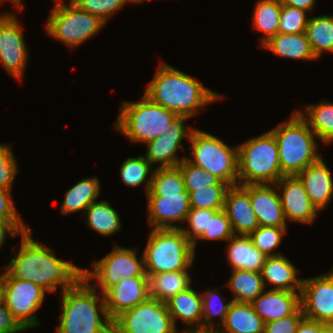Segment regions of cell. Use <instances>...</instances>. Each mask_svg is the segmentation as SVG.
Wrapping results in <instances>:
<instances>
[{
  "label": "cell",
  "mask_w": 333,
  "mask_h": 333,
  "mask_svg": "<svg viewBox=\"0 0 333 333\" xmlns=\"http://www.w3.org/2000/svg\"><path fill=\"white\" fill-rule=\"evenodd\" d=\"M31 231L21 234L20 251L5 268L14 278L30 281L46 292H54L60 285L62 293L82 276L83 268L60 260L51 248L34 241Z\"/></svg>",
  "instance_id": "obj_1"
},
{
  "label": "cell",
  "mask_w": 333,
  "mask_h": 333,
  "mask_svg": "<svg viewBox=\"0 0 333 333\" xmlns=\"http://www.w3.org/2000/svg\"><path fill=\"white\" fill-rule=\"evenodd\" d=\"M144 95L178 116L189 118L198 114V110L206 104L222 99L221 95L206 88L197 79L163 61Z\"/></svg>",
  "instance_id": "obj_2"
},
{
  "label": "cell",
  "mask_w": 333,
  "mask_h": 333,
  "mask_svg": "<svg viewBox=\"0 0 333 333\" xmlns=\"http://www.w3.org/2000/svg\"><path fill=\"white\" fill-rule=\"evenodd\" d=\"M96 291L82 275L62 292V313L55 333H113V320L108 315L105 297L102 293L98 296Z\"/></svg>",
  "instance_id": "obj_3"
},
{
  "label": "cell",
  "mask_w": 333,
  "mask_h": 333,
  "mask_svg": "<svg viewBox=\"0 0 333 333\" xmlns=\"http://www.w3.org/2000/svg\"><path fill=\"white\" fill-rule=\"evenodd\" d=\"M270 131L276 138L281 172L284 176L298 175L321 158L315 142L316 134L296 110L290 120Z\"/></svg>",
  "instance_id": "obj_4"
},
{
  "label": "cell",
  "mask_w": 333,
  "mask_h": 333,
  "mask_svg": "<svg viewBox=\"0 0 333 333\" xmlns=\"http://www.w3.org/2000/svg\"><path fill=\"white\" fill-rule=\"evenodd\" d=\"M237 149L239 185L276 184L284 176L276 138L270 130L238 145Z\"/></svg>",
  "instance_id": "obj_5"
},
{
  "label": "cell",
  "mask_w": 333,
  "mask_h": 333,
  "mask_svg": "<svg viewBox=\"0 0 333 333\" xmlns=\"http://www.w3.org/2000/svg\"><path fill=\"white\" fill-rule=\"evenodd\" d=\"M146 274L192 268L195 251L180 229H152L143 251Z\"/></svg>",
  "instance_id": "obj_6"
},
{
  "label": "cell",
  "mask_w": 333,
  "mask_h": 333,
  "mask_svg": "<svg viewBox=\"0 0 333 333\" xmlns=\"http://www.w3.org/2000/svg\"><path fill=\"white\" fill-rule=\"evenodd\" d=\"M115 128L131 142L147 143L161 136L178 117L143 95L138 102H123Z\"/></svg>",
  "instance_id": "obj_7"
},
{
  "label": "cell",
  "mask_w": 333,
  "mask_h": 333,
  "mask_svg": "<svg viewBox=\"0 0 333 333\" xmlns=\"http://www.w3.org/2000/svg\"><path fill=\"white\" fill-rule=\"evenodd\" d=\"M191 147L188 151L194 157L186 158L191 164L214 174L229 186L238 185V149L231 148L216 136L195 129L191 132Z\"/></svg>",
  "instance_id": "obj_8"
},
{
  "label": "cell",
  "mask_w": 333,
  "mask_h": 333,
  "mask_svg": "<svg viewBox=\"0 0 333 333\" xmlns=\"http://www.w3.org/2000/svg\"><path fill=\"white\" fill-rule=\"evenodd\" d=\"M51 10L46 21V32L69 48L80 46L106 25L99 17L83 11L71 0L68 6L64 1L56 2Z\"/></svg>",
  "instance_id": "obj_9"
},
{
  "label": "cell",
  "mask_w": 333,
  "mask_h": 333,
  "mask_svg": "<svg viewBox=\"0 0 333 333\" xmlns=\"http://www.w3.org/2000/svg\"><path fill=\"white\" fill-rule=\"evenodd\" d=\"M93 270H82V275L91 282L95 288L100 285L104 295L111 287L119 284L122 279L130 277H148L145 272L143 254L138 259L136 249L115 245L110 253L100 260L92 263Z\"/></svg>",
  "instance_id": "obj_10"
},
{
  "label": "cell",
  "mask_w": 333,
  "mask_h": 333,
  "mask_svg": "<svg viewBox=\"0 0 333 333\" xmlns=\"http://www.w3.org/2000/svg\"><path fill=\"white\" fill-rule=\"evenodd\" d=\"M45 294L43 288L30 281L14 278L7 270L2 273V301L25 330L40 324L34 313L43 304Z\"/></svg>",
  "instance_id": "obj_11"
},
{
  "label": "cell",
  "mask_w": 333,
  "mask_h": 333,
  "mask_svg": "<svg viewBox=\"0 0 333 333\" xmlns=\"http://www.w3.org/2000/svg\"><path fill=\"white\" fill-rule=\"evenodd\" d=\"M113 333H179L166 303L149 297L113 320Z\"/></svg>",
  "instance_id": "obj_12"
},
{
  "label": "cell",
  "mask_w": 333,
  "mask_h": 333,
  "mask_svg": "<svg viewBox=\"0 0 333 333\" xmlns=\"http://www.w3.org/2000/svg\"><path fill=\"white\" fill-rule=\"evenodd\" d=\"M301 308L304 317L333 325V268L312 278H303Z\"/></svg>",
  "instance_id": "obj_13"
},
{
  "label": "cell",
  "mask_w": 333,
  "mask_h": 333,
  "mask_svg": "<svg viewBox=\"0 0 333 333\" xmlns=\"http://www.w3.org/2000/svg\"><path fill=\"white\" fill-rule=\"evenodd\" d=\"M17 19L12 12L0 15V61L11 76L22 81L29 50Z\"/></svg>",
  "instance_id": "obj_14"
},
{
  "label": "cell",
  "mask_w": 333,
  "mask_h": 333,
  "mask_svg": "<svg viewBox=\"0 0 333 333\" xmlns=\"http://www.w3.org/2000/svg\"><path fill=\"white\" fill-rule=\"evenodd\" d=\"M189 117L178 116L164 133L146 143L147 152L145 158L151 165L160 163L157 168H175L186 157L179 158L176 154L178 149H182V140L190 138L193 127H185V122Z\"/></svg>",
  "instance_id": "obj_15"
},
{
  "label": "cell",
  "mask_w": 333,
  "mask_h": 333,
  "mask_svg": "<svg viewBox=\"0 0 333 333\" xmlns=\"http://www.w3.org/2000/svg\"><path fill=\"white\" fill-rule=\"evenodd\" d=\"M280 190V201L286 221L312 223L317 215V209L310 201L303 182L297 175L283 176L276 184Z\"/></svg>",
  "instance_id": "obj_16"
},
{
  "label": "cell",
  "mask_w": 333,
  "mask_h": 333,
  "mask_svg": "<svg viewBox=\"0 0 333 333\" xmlns=\"http://www.w3.org/2000/svg\"><path fill=\"white\" fill-rule=\"evenodd\" d=\"M148 222L153 229H180L174 222H185L190 211L189 192L179 195H147Z\"/></svg>",
  "instance_id": "obj_17"
},
{
  "label": "cell",
  "mask_w": 333,
  "mask_h": 333,
  "mask_svg": "<svg viewBox=\"0 0 333 333\" xmlns=\"http://www.w3.org/2000/svg\"><path fill=\"white\" fill-rule=\"evenodd\" d=\"M224 210L234 235H250L259 227L250 203L249 184L230 186L225 195Z\"/></svg>",
  "instance_id": "obj_18"
},
{
  "label": "cell",
  "mask_w": 333,
  "mask_h": 333,
  "mask_svg": "<svg viewBox=\"0 0 333 333\" xmlns=\"http://www.w3.org/2000/svg\"><path fill=\"white\" fill-rule=\"evenodd\" d=\"M105 304L109 317L114 320L122 312L146 301L149 295V277L122 279L105 294Z\"/></svg>",
  "instance_id": "obj_19"
},
{
  "label": "cell",
  "mask_w": 333,
  "mask_h": 333,
  "mask_svg": "<svg viewBox=\"0 0 333 333\" xmlns=\"http://www.w3.org/2000/svg\"><path fill=\"white\" fill-rule=\"evenodd\" d=\"M275 184H249L250 203L259 226L287 227Z\"/></svg>",
  "instance_id": "obj_20"
},
{
  "label": "cell",
  "mask_w": 333,
  "mask_h": 333,
  "mask_svg": "<svg viewBox=\"0 0 333 333\" xmlns=\"http://www.w3.org/2000/svg\"><path fill=\"white\" fill-rule=\"evenodd\" d=\"M251 304L255 312L268 323L294 315L301 308V292L264 290Z\"/></svg>",
  "instance_id": "obj_21"
},
{
  "label": "cell",
  "mask_w": 333,
  "mask_h": 333,
  "mask_svg": "<svg viewBox=\"0 0 333 333\" xmlns=\"http://www.w3.org/2000/svg\"><path fill=\"white\" fill-rule=\"evenodd\" d=\"M305 191L318 211L326 208L333 196V177L324 159L310 164L298 175Z\"/></svg>",
  "instance_id": "obj_22"
},
{
  "label": "cell",
  "mask_w": 333,
  "mask_h": 333,
  "mask_svg": "<svg viewBox=\"0 0 333 333\" xmlns=\"http://www.w3.org/2000/svg\"><path fill=\"white\" fill-rule=\"evenodd\" d=\"M264 287L269 283L271 290L301 292L302 278H298L297 268L284 255L268 256L261 269Z\"/></svg>",
  "instance_id": "obj_23"
},
{
  "label": "cell",
  "mask_w": 333,
  "mask_h": 333,
  "mask_svg": "<svg viewBox=\"0 0 333 333\" xmlns=\"http://www.w3.org/2000/svg\"><path fill=\"white\" fill-rule=\"evenodd\" d=\"M227 242V260L231 270L261 271L267 256L253 244L249 235H233Z\"/></svg>",
  "instance_id": "obj_24"
},
{
  "label": "cell",
  "mask_w": 333,
  "mask_h": 333,
  "mask_svg": "<svg viewBox=\"0 0 333 333\" xmlns=\"http://www.w3.org/2000/svg\"><path fill=\"white\" fill-rule=\"evenodd\" d=\"M166 305L175 327L179 319L191 326L188 329L202 328V294L192 287L174 295Z\"/></svg>",
  "instance_id": "obj_25"
},
{
  "label": "cell",
  "mask_w": 333,
  "mask_h": 333,
  "mask_svg": "<svg viewBox=\"0 0 333 333\" xmlns=\"http://www.w3.org/2000/svg\"><path fill=\"white\" fill-rule=\"evenodd\" d=\"M221 326L222 333H264L265 322L251 303L232 301Z\"/></svg>",
  "instance_id": "obj_26"
},
{
  "label": "cell",
  "mask_w": 333,
  "mask_h": 333,
  "mask_svg": "<svg viewBox=\"0 0 333 333\" xmlns=\"http://www.w3.org/2000/svg\"><path fill=\"white\" fill-rule=\"evenodd\" d=\"M261 47L284 58L304 61L317 59L305 32L299 34L278 33Z\"/></svg>",
  "instance_id": "obj_27"
},
{
  "label": "cell",
  "mask_w": 333,
  "mask_h": 333,
  "mask_svg": "<svg viewBox=\"0 0 333 333\" xmlns=\"http://www.w3.org/2000/svg\"><path fill=\"white\" fill-rule=\"evenodd\" d=\"M146 275L149 277L150 297L163 303L192 286L188 270Z\"/></svg>",
  "instance_id": "obj_28"
},
{
  "label": "cell",
  "mask_w": 333,
  "mask_h": 333,
  "mask_svg": "<svg viewBox=\"0 0 333 333\" xmlns=\"http://www.w3.org/2000/svg\"><path fill=\"white\" fill-rule=\"evenodd\" d=\"M100 194V183L97 177H89L82 179L65 192V198L60 208L64 215L71 213H77L83 211L86 208L96 202L97 197Z\"/></svg>",
  "instance_id": "obj_29"
},
{
  "label": "cell",
  "mask_w": 333,
  "mask_h": 333,
  "mask_svg": "<svg viewBox=\"0 0 333 333\" xmlns=\"http://www.w3.org/2000/svg\"><path fill=\"white\" fill-rule=\"evenodd\" d=\"M231 275L225 285L235 295L232 301L252 303L265 290L261 272L237 269Z\"/></svg>",
  "instance_id": "obj_30"
},
{
  "label": "cell",
  "mask_w": 333,
  "mask_h": 333,
  "mask_svg": "<svg viewBox=\"0 0 333 333\" xmlns=\"http://www.w3.org/2000/svg\"><path fill=\"white\" fill-rule=\"evenodd\" d=\"M305 112L297 110L300 116L308 123L317 138L325 143L333 142V102L322 101L318 104L305 105Z\"/></svg>",
  "instance_id": "obj_31"
},
{
  "label": "cell",
  "mask_w": 333,
  "mask_h": 333,
  "mask_svg": "<svg viewBox=\"0 0 333 333\" xmlns=\"http://www.w3.org/2000/svg\"><path fill=\"white\" fill-rule=\"evenodd\" d=\"M87 225L103 236H110L121 229L118 212L111 207L108 201L93 202L84 214Z\"/></svg>",
  "instance_id": "obj_32"
},
{
  "label": "cell",
  "mask_w": 333,
  "mask_h": 333,
  "mask_svg": "<svg viewBox=\"0 0 333 333\" xmlns=\"http://www.w3.org/2000/svg\"><path fill=\"white\" fill-rule=\"evenodd\" d=\"M281 0H258L253 12V27L261 32L260 47L271 37L278 34L281 15Z\"/></svg>",
  "instance_id": "obj_33"
},
{
  "label": "cell",
  "mask_w": 333,
  "mask_h": 333,
  "mask_svg": "<svg viewBox=\"0 0 333 333\" xmlns=\"http://www.w3.org/2000/svg\"><path fill=\"white\" fill-rule=\"evenodd\" d=\"M305 33L317 59L323 52L333 53V15L309 18Z\"/></svg>",
  "instance_id": "obj_34"
},
{
  "label": "cell",
  "mask_w": 333,
  "mask_h": 333,
  "mask_svg": "<svg viewBox=\"0 0 333 333\" xmlns=\"http://www.w3.org/2000/svg\"><path fill=\"white\" fill-rule=\"evenodd\" d=\"M152 167L153 166L145 158V156L129 157L120 166L121 180L128 187H137L145 183L144 188L146 191L145 193L147 194L150 191L154 173V169Z\"/></svg>",
  "instance_id": "obj_35"
},
{
  "label": "cell",
  "mask_w": 333,
  "mask_h": 333,
  "mask_svg": "<svg viewBox=\"0 0 333 333\" xmlns=\"http://www.w3.org/2000/svg\"><path fill=\"white\" fill-rule=\"evenodd\" d=\"M186 191L181 170L175 168H155L150 191L146 195H179Z\"/></svg>",
  "instance_id": "obj_36"
},
{
  "label": "cell",
  "mask_w": 333,
  "mask_h": 333,
  "mask_svg": "<svg viewBox=\"0 0 333 333\" xmlns=\"http://www.w3.org/2000/svg\"><path fill=\"white\" fill-rule=\"evenodd\" d=\"M234 235L230 220L224 209H208L207 230H204L193 242V248L197 247L198 240L227 241Z\"/></svg>",
  "instance_id": "obj_37"
},
{
  "label": "cell",
  "mask_w": 333,
  "mask_h": 333,
  "mask_svg": "<svg viewBox=\"0 0 333 333\" xmlns=\"http://www.w3.org/2000/svg\"><path fill=\"white\" fill-rule=\"evenodd\" d=\"M229 185H209L189 192L190 208L222 210Z\"/></svg>",
  "instance_id": "obj_38"
},
{
  "label": "cell",
  "mask_w": 333,
  "mask_h": 333,
  "mask_svg": "<svg viewBox=\"0 0 333 333\" xmlns=\"http://www.w3.org/2000/svg\"><path fill=\"white\" fill-rule=\"evenodd\" d=\"M224 301L217 290H206L202 294V328H219V324L214 321L215 316L220 317L221 324L224 323L232 300L228 303H223Z\"/></svg>",
  "instance_id": "obj_39"
},
{
  "label": "cell",
  "mask_w": 333,
  "mask_h": 333,
  "mask_svg": "<svg viewBox=\"0 0 333 333\" xmlns=\"http://www.w3.org/2000/svg\"><path fill=\"white\" fill-rule=\"evenodd\" d=\"M287 227L259 226L249 236L253 244L267 257L276 256L282 253L273 252L282 242Z\"/></svg>",
  "instance_id": "obj_40"
},
{
  "label": "cell",
  "mask_w": 333,
  "mask_h": 333,
  "mask_svg": "<svg viewBox=\"0 0 333 333\" xmlns=\"http://www.w3.org/2000/svg\"><path fill=\"white\" fill-rule=\"evenodd\" d=\"M177 167L181 170L185 182V188L188 192L209 185H228L227 183L222 182L214 174L191 164L186 159H184Z\"/></svg>",
  "instance_id": "obj_41"
},
{
  "label": "cell",
  "mask_w": 333,
  "mask_h": 333,
  "mask_svg": "<svg viewBox=\"0 0 333 333\" xmlns=\"http://www.w3.org/2000/svg\"><path fill=\"white\" fill-rule=\"evenodd\" d=\"M308 12L282 4L281 15L278 25V33L299 34L305 32Z\"/></svg>",
  "instance_id": "obj_42"
},
{
  "label": "cell",
  "mask_w": 333,
  "mask_h": 333,
  "mask_svg": "<svg viewBox=\"0 0 333 333\" xmlns=\"http://www.w3.org/2000/svg\"><path fill=\"white\" fill-rule=\"evenodd\" d=\"M83 11L94 14L105 23L117 11H119L126 3L127 0H71Z\"/></svg>",
  "instance_id": "obj_43"
},
{
  "label": "cell",
  "mask_w": 333,
  "mask_h": 333,
  "mask_svg": "<svg viewBox=\"0 0 333 333\" xmlns=\"http://www.w3.org/2000/svg\"><path fill=\"white\" fill-rule=\"evenodd\" d=\"M11 191L0 187V223L10 224L20 235L30 230L17 213Z\"/></svg>",
  "instance_id": "obj_44"
},
{
  "label": "cell",
  "mask_w": 333,
  "mask_h": 333,
  "mask_svg": "<svg viewBox=\"0 0 333 333\" xmlns=\"http://www.w3.org/2000/svg\"><path fill=\"white\" fill-rule=\"evenodd\" d=\"M17 171V161L11 147L0 143V187L11 191Z\"/></svg>",
  "instance_id": "obj_45"
},
{
  "label": "cell",
  "mask_w": 333,
  "mask_h": 333,
  "mask_svg": "<svg viewBox=\"0 0 333 333\" xmlns=\"http://www.w3.org/2000/svg\"><path fill=\"white\" fill-rule=\"evenodd\" d=\"M185 222L188 229L180 227L181 232L193 242L204 230H207L208 209L190 208Z\"/></svg>",
  "instance_id": "obj_46"
},
{
  "label": "cell",
  "mask_w": 333,
  "mask_h": 333,
  "mask_svg": "<svg viewBox=\"0 0 333 333\" xmlns=\"http://www.w3.org/2000/svg\"><path fill=\"white\" fill-rule=\"evenodd\" d=\"M303 318V310L300 308L294 315L265 323L264 333H296Z\"/></svg>",
  "instance_id": "obj_47"
},
{
  "label": "cell",
  "mask_w": 333,
  "mask_h": 333,
  "mask_svg": "<svg viewBox=\"0 0 333 333\" xmlns=\"http://www.w3.org/2000/svg\"><path fill=\"white\" fill-rule=\"evenodd\" d=\"M25 329L14 318L12 313L6 307L5 303L0 301V333H20Z\"/></svg>",
  "instance_id": "obj_48"
},
{
  "label": "cell",
  "mask_w": 333,
  "mask_h": 333,
  "mask_svg": "<svg viewBox=\"0 0 333 333\" xmlns=\"http://www.w3.org/2000/svg\"><path fill=\"white\" fill-rule=\"evenodd\" d=\"M325 326L326 324L304 317L299 323L296 333H321Z\"/></svg>",
  "instance_id": "obj_49"
},
{
  "label": "cell",
  "mask_w": 333,
  "mask_h": 333,
  "mask_svg": "<svg viewBox=\"0 0 333 333\" xmlns=\"http://www.w3.org/2000/svg\"><path fill=\"white\" fill-rule=\"evenodd\" d=\"M283 5L302 9L306 12L311 11L316 4V0H281Z\"/></svg>",
  "instance_id": "obj_50"
},
{
  "label": "cell",
  "mask_w": 333,
  "mask_h": 333,
  "mask_svg": "<svg viewBox=\"0 0 333 333\" xmlns=\"http://www.w3.org/2000/svg\"><path fill=\"white\" fill-rule=\"evenodd\" d=\"M7 233L11 237L18 236L19 234L10 224L0 223V248H2L6 241Z\"/></svg>",
  "instance_id": "obj_51"
},
{
  "label": "cell",
  "mask_w": 333,
  "mask_h": 333,
  "mask_svg": "<svg viewBox=\"0 0 333 333\" xmlns=\"http://www.w3.org/2000/svg\"><path fill=\"white\" fill-rule=\"evenodd\" d=\"M221 328H199V329H185L180 333H222Z\"/></svg>",
  "instance_id": "obj_52"
},
{
  "label": "cell",
  "mask_w": 333,
  "mask_h": 333,
  "mask_svg": "<svg viewBox=\"0 0 333 333\" xmlns=\"http://www.w3.org/2000/svg\"><path fill=\"white\" fill-rule=\"evenodd\" d=\"M0 1H2V0H0ZM7 1L13 2L12 4H14V6L17 7L19 10L24 6V5H22L21 0H7Z\"/></svg>",
  "instance_id": "obj_53"
},
{
  "label": "cell",
  "mask_w": 333,
  "mask_h": 333,
  "mask_svg": "<svg viewBox=\"0 0 333 333\" xmlns=\"http://www.w3.org/2000/svg\"><path fill=\"white\" fill-rule=\"evenodd\" d=\"M321 333H333V325H326Z\"/></svg>",
  "instance_id": "obj_54"
},
{
  "label": "cell",
  "mask_w": 333,
  "mask_h": 333,
  "mask_svg": "<svg viewBox=\"0 0 333 333\" xmlns=\"http://www.w3.org/2000/svg\"><path fill=\"white\" fill-rule=\"evenodd\" d=\"M129 3H143V2H145V1H148V0H127Z\"/></svg>",
  "instance_id": "obj_55"
},
{
  "label": "cell",
  "mask_w": 333,
  "mask_h": 333,
  "mask_svg": "<svg viewBox=\"0 0 333 333\" xmlns=\"http://www.w3.org/2000/svg\"><path fill=\"white\" fill-rule=\"evenodd\" d=\"M2 273L0 274V301L2 300Z\"/></svg>",
  "instance_id": "obj_56"
}]
</instances>
